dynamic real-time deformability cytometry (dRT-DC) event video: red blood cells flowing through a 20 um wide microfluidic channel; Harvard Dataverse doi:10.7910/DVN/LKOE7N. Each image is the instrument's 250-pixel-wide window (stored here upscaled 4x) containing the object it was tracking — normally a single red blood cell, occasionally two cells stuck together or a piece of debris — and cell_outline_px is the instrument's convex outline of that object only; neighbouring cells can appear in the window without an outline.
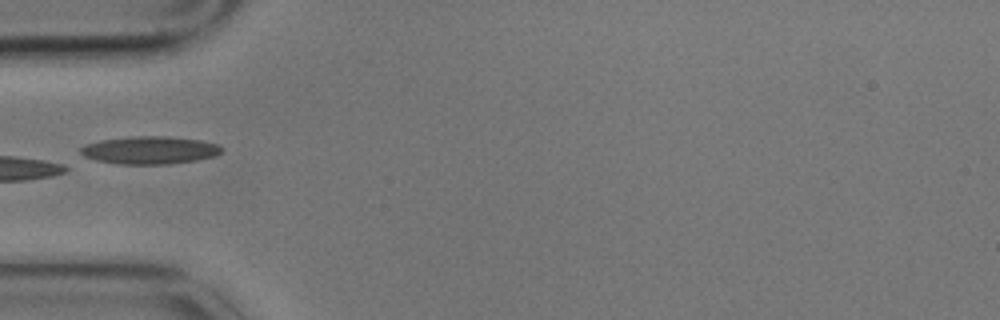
{"species": "common noctule bat (a hibernating species)", "species_latin": "Nyctalus noctula", "temperature_condition": "cold", "stored_images_in_passage": 10, "camera_frame_rate_fps": 3000, "um_per_image_px": 0.085, "animal": {"sex": "male", "body_mass_g": 17.9}, "frame": {"image": 1, "passage_image": 5, "time_ms": 1.333, "image_size_px": [1000, 320], "cell_outline_px": [[224, 148], [216, 156], [196, 160], [168, 164], [116, 164], [96, 160], [84, 156], [80, 152], [80, 148], [84, 144], [100, 140], [132, 136], [164, 136], [200, 140], [216, 144]], "centroid_in_image_um": [12.7, 12.76], "position_along_channel_um": 72.3, "area_um2": 22.83}}
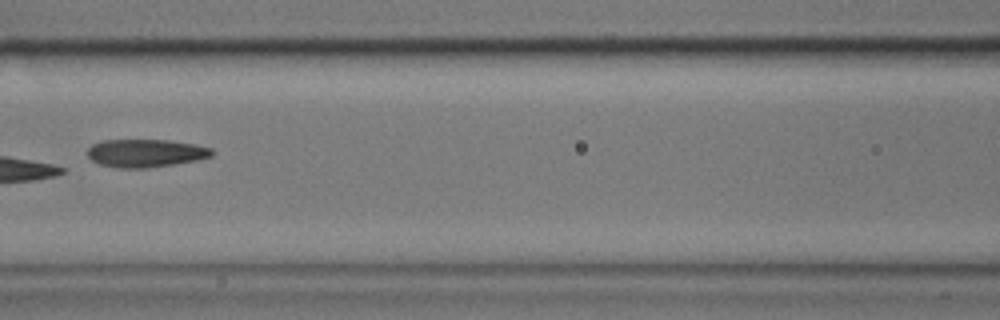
{"frame": {"image": 2, "passage_image": 7, "time_ms": 2.0, "image_size_px": [1000, 320], "cell_outline_px": [[212, 156], [200, 160], [148, 168], [120, 168], [100, 164], [92, 160], [88, 156], [88, 148], [92, 144], [100, 140], [168, 140], [196, 144], [212, 148]], "centroid_in_image_um": [12.39, 13.01], "position_along_channel_um": 154.2, "area_um2": 20.4}}